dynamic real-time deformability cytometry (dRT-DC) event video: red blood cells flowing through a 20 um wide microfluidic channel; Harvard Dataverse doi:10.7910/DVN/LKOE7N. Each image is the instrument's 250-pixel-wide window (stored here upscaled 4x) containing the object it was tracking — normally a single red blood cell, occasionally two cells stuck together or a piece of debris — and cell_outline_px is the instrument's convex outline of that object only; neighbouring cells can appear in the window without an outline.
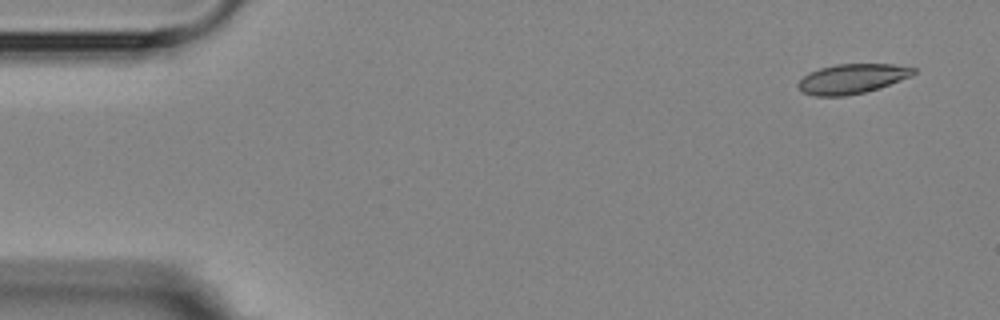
{"species": "Egyptian fruit bat (a non-hibernating species)", "species_latin": "Rousettus aegyptiacus", "temperature_condition": "room temperature", "stored_images_in_passage": 6, "camera_frame_rate_fps": 3000, "um_per_image_px": 0.085, "animal": {"sex": "female"}, "frame": {"image": 1, "passage_image": 1, "time_ms": 0.0, "image_size_px": [1000, 320], "cell_outline_px": [[916, 72], [912, 76], [880, 88], [864, 92], [844, 96], [816, 96], [804, 92], [796, 84], [808, 72], [820, 68], [836, 64], [892, 64], [916, 68]], "centroid_in_image_um": [72.45, 6.69], "position_along_channel_um": 12.6, "area_um2": 19.94}}
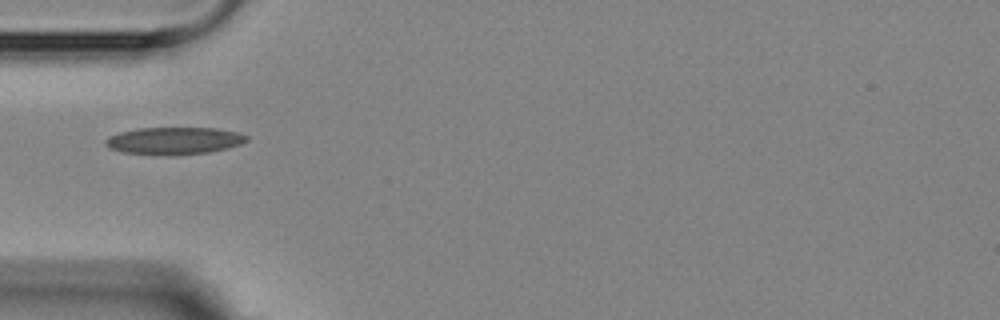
{"frame": {"image": 2, "passage_image": 5, "time_ms": 4.667, "image_size_px": [1000, 320], "cell_outline_px": [[248, 140], [240, 144], [228, 148], [208, 152], [168, 156], [124, 152], [108, 148], [104, 144], [104, 140], [108, 136], [120, 132], [140, 128], [216, 128], [236, 132], [248, 136]], "centroid_in_image_um": [14.77, 11.97], "position_along_channel_um": 70.2, "area_um2": 22.48}}
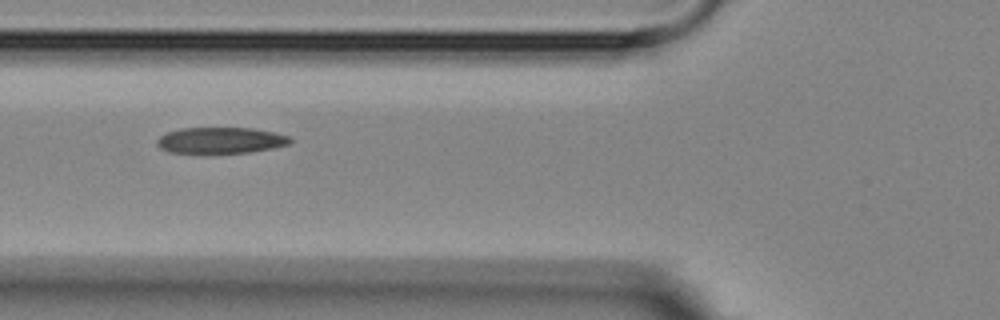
{"frame": {"image": 3, "passage_image": 6, "time_ms": 5.667, "image_size_px": [1000, 320], "cell_outline_px": [[292, 140], [288, 144], [272, 148], [248, 152], [168, 152], [160, 148], [156, 144], [156, 140], [160, 136], [168, 132], [180, 128], [252, 128], [276, 132], [292, 136]], "centroid_in_image_um": [18.78, 11.91], "position_along_channel_um": 107.0, "area_um2": 20.11}}